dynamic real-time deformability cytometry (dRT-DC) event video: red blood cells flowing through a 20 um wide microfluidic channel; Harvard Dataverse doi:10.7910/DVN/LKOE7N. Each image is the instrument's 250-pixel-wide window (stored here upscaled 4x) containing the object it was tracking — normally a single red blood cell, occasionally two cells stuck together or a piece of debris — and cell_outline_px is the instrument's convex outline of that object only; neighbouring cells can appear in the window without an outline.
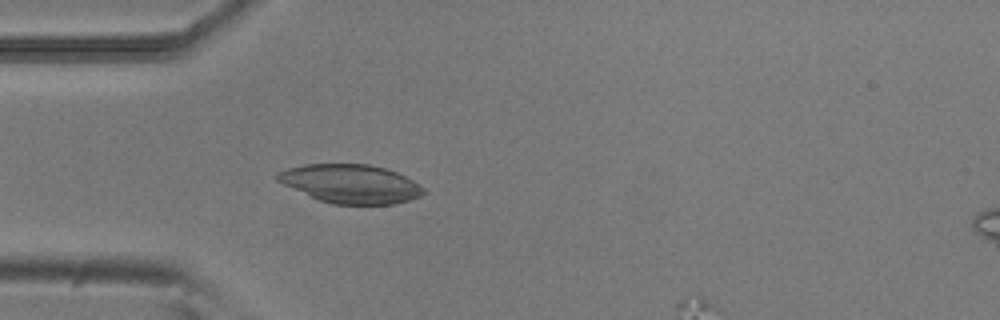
{"species": "common noctule bat (a hibernating species)", "species_latin": "Nyctalus noctula", "temperature_condition": "room temperature", "stored_images_in_passage": 40, "camera_frame_rate_fps": 3000, "um_per_image_px": 0.085, "animal": {"sex": "male", "body_mass_g": 20.5, "forearm_length_mm": 52.5}, "frame": {"image": 1, "passage_image": 7, "time_ms": 2.0, "image_size_px": [1000, 320], "cell_outline_px": [[424, 192], [420, 196], [396, 204], [332, 204], [320, 200], [284, 184], [276, 180], [276, 172], [288, 168], [304, 164], [368, 164], [384, 168], [396, 172], [412, 180], [424, 188]], "centroid_in_image_um": [29.8, 15.62], "position_along_channel_um": 55.2, "area_um2": 32.6}}
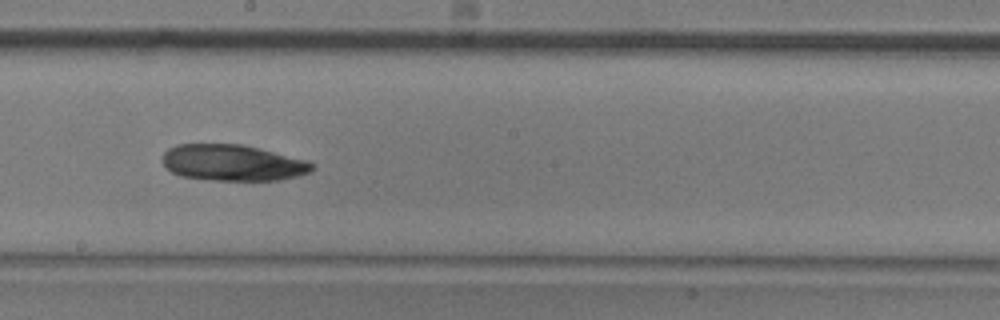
{"frame": {"image": 2, "passage_image": 21, "time_ms": 6.667, "image_size_px": [1000, 320], "cell_outline_px": [[316, 168], [308, 172], [296, 176], [280, 180], [212, 180], [180, 176], [172, 172], [164, 164], [164, 152], [168, 148], [176, 144], [240, 144], [308, 160], [316, 164]], "centroid_in_image_um": [19.8, 13.83], "position_along_channel_um": 228.4, "area_um2": 31.44}}
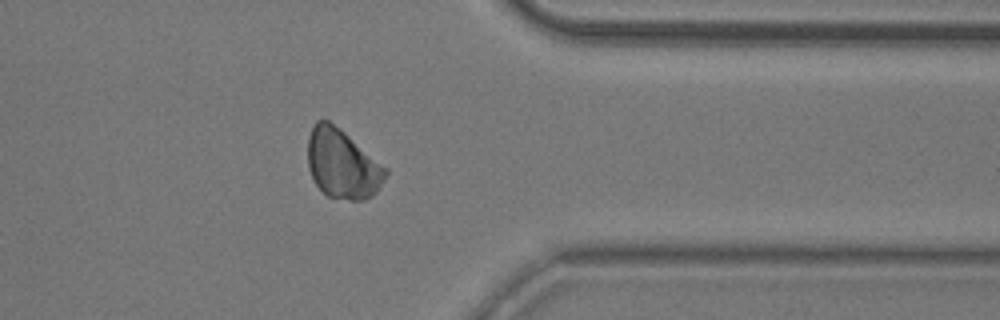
{"frame": {"image": 3, "passage_image": 34, "time_ms": 11.0, "image_size_px": [1000, 320], "cell_outline_px": [[388, 172], [384, 180], [376, 192], [372, 196], [364, 200], [352, 200], [328, 196], [316, 184], [308, 168], [308, 136], [316, 120], [328, 120], [344, 132], [388, 168]], "centroid_in_image_um": [29.11, 13.94], "position_along_channel_um": 382.3, "area_um2": 31.15}}